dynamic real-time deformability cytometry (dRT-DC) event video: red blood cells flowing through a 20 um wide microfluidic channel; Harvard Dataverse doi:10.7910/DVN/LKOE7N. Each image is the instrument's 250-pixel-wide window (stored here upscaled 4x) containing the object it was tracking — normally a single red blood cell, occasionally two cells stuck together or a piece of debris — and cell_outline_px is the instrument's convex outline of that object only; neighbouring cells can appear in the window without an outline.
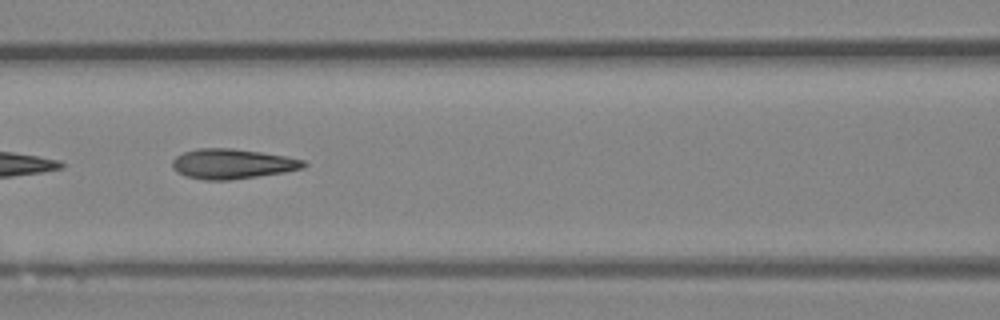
{"species": "Egyptian fruit bat (a non-hibernating species)", "species_latin": "Rousettus aegyptiacus", "temperature_condition": "room temperature", "stored_images_in_passage": 34, "camera_frame_rate_fps": 3000, "um_per_image_px": 0.085, "animal": {"sex": "female"}, "frame": {"image": 1, "passage_image": 20, "time_ms": 6.333, "image_size_px": [1000, 320], "cell_outline_px": [[308, 164], [304, 168], [284, 172], [228, 180], [204, 180], [184, 176], [176, 172], [172, 168], [172, 160], [176, 156], [184, 152], [196, 148], [232, 148], [260, 152], [284, 156], [304, 160]], "centroid_in_image_um": [19.7, 13.93], "position_along_channel_um": 146.9, "area_um2": 22.95}}